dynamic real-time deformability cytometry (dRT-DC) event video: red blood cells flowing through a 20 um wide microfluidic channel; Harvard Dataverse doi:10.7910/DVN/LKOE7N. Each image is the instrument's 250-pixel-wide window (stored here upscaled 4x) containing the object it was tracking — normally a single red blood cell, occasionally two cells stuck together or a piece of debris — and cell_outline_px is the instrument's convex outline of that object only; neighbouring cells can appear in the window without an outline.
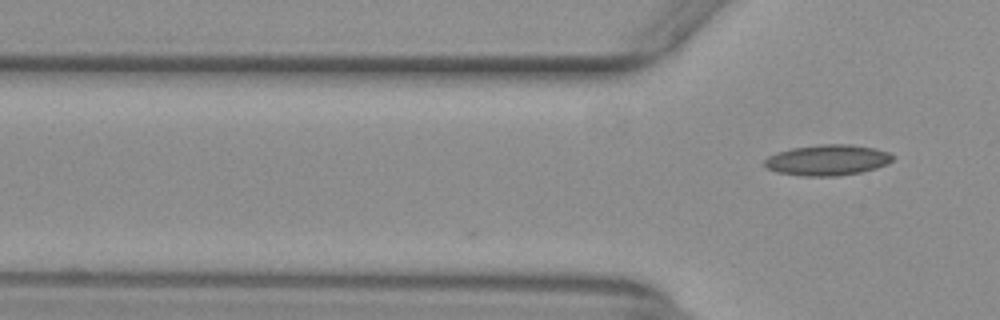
{"species": "common noctule bat (a hibernating species)", "species_latin": "Nyctalus noctula", "temperature_condition": "warm", "stored_images_in_passage": 2, "camera_frame_rate_fps": 3000, "um_per_image_px": 0.085, "animal": {"sex": "female", "body_mass_g": 29.2, "forearm_length_mm": 56.3}, "frame": {"image": 1, "passage_image": 2, "time_ms": 0.333, "image_size_px": [1000, 320], "cell_outline_px": [[892, 160], [888, 164], [876, 168], [860, 172], [840, 176], [804, 176], [776, 172], [768, 168], [764, 164], [764, 160], [768, 156], [776, 152], [792, 148], [820, 144], [852, 144], [876, 148], [888, 152], [892, 156]], "centroid_in_image_um": [70.33, 13.6], "position_along_channel_um": 55.5, "area_um2": 23.06}}